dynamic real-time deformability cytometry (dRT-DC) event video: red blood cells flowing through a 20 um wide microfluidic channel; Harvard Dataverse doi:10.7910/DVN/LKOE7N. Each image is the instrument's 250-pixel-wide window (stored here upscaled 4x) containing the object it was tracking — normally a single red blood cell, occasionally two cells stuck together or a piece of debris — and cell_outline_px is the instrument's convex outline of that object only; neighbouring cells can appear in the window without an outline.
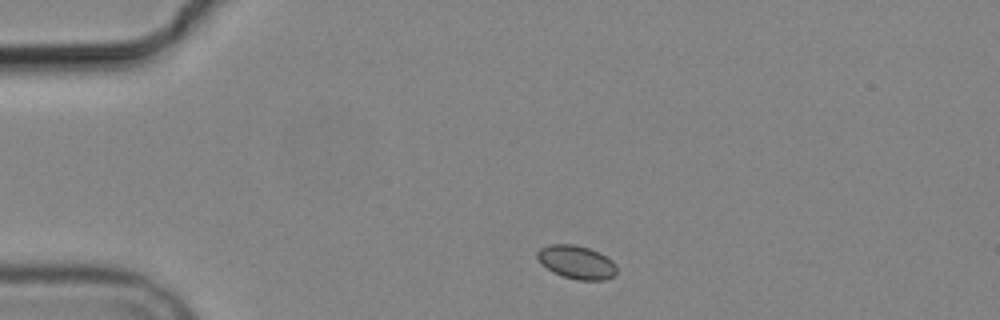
{"species": "common noctule bat (a hibernating species)", "species_latin": "Nyctalus noctula", "temperature_condition": "cold", "stored_images_in_passage": 3, "camera_frame_rate_fps": 3000, "um_per_image_px": 0.085, "animal": {"sex": "male", "body_mass_g": 19.2, "forearm_length_mm": 51.8}, "frame": {"image": 1, "passage_image": 1, "time_ms": 0.0, "image_size_px": [1000, 320], "cell_outline_px": [[616, 272], [612, 276], [604, 280], [576, 280], [552, 272], [536, 256], [536, 252], [540, 248], [552, 244], [572, 244], [588, 248], [600, 252], [612, 260], [616, 264]], "centroid_in_image_um": [49.02, 22.28], "position_along_channel_um": 36.0, "area_um2": 15.32}}
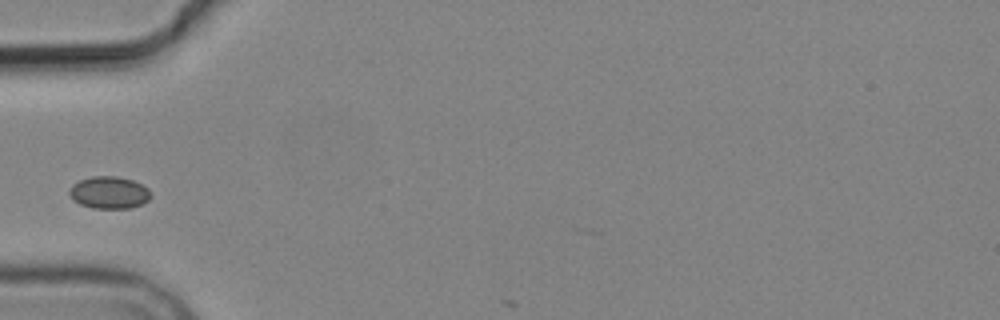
{"frame": {"image": 2, "passage_image": 3, "time_ms": 2.333, "image_size_px": [1000, 320], "cell_outline_px": [[152, 196], [148, 200], [140, 204], [128, 208], [92, 208], [80, 204], [72, 200], [68, 192], [72, 184], [80, 180], [92, 176], [116, 176], [132, 180], [148, 188]], "centroid_in_image_um": [9.25, 16.36], "position_along_channel_um": 75.8, "area_um2": 15.26}}